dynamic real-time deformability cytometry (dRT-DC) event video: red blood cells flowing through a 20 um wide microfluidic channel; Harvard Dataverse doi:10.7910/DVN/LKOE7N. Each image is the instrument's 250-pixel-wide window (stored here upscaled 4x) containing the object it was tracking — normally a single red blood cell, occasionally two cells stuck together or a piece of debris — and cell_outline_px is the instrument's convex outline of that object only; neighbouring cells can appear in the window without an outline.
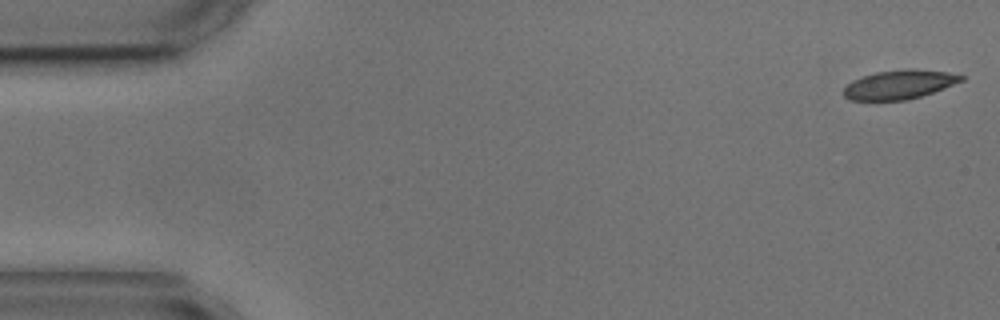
{"species": "common noctule bat (a hibernating species)", "species_latin": "Nyctalus noctula", "temperature_condition": "cold", "stored_images_in_passage": 5, "camera_frame_rate_fps": 3000, "um_per_image_px": 0.085, "animal": {"sex": "male", "body_mass_g": 17.9, "forearm_length_mm": 54.2}, "frame": {"image": 1, "passage_image": 1, "time_ms": 0.0, "image_size_px": [1000, 320], "cell_outline_px": [[964, 80], [932, 92], [908, 100], [852, 100], [844, 96], [844, 88], [852, 80], [876, 72], [904, 68], [912, 68], [948, 72], [964, 76]], "centroid_in_image_um": [76.44, 7.17], "position_along_channel_um": 8.6, "area_um2": 19.77}}